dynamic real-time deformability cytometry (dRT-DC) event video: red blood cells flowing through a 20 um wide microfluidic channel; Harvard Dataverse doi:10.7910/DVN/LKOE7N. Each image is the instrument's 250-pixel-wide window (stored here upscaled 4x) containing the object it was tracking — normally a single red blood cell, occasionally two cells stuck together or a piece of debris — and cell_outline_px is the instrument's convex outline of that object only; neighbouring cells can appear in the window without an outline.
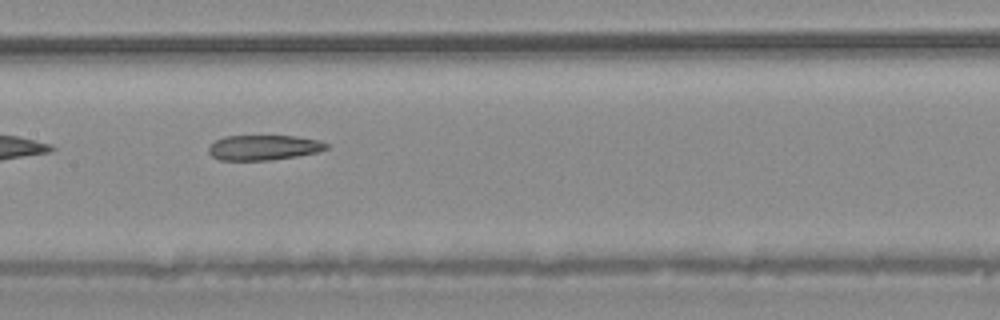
{"species": "common noctule bat (a hibernating species)", "species_latin": "Nyctalus noctula", "temperature_condition": "warm", "stored_images_in_passage": 15, "camera_frame_rate_fps": 3000, "um_per_image_px": 0.085, "animal": {"sex": "male", "body_mass_g": 20.4}, "frame": {"image": 1, "passage_image": 9, "time_ms": 2.667, "image_size_px": [1000, 320], "cell_outline_px": [[328, 148], [316, 152], [296, 156], [268, 160], [220, 160], [212, 156], [208, 152], [208, 148], [216, 140], [224, 136], [296, 136], [320, 140], [328, 144]], "centroid_in_image_um": [22.41, 12.53], "position_along_channel_um": 185.0, "area_um2": 17.11}}